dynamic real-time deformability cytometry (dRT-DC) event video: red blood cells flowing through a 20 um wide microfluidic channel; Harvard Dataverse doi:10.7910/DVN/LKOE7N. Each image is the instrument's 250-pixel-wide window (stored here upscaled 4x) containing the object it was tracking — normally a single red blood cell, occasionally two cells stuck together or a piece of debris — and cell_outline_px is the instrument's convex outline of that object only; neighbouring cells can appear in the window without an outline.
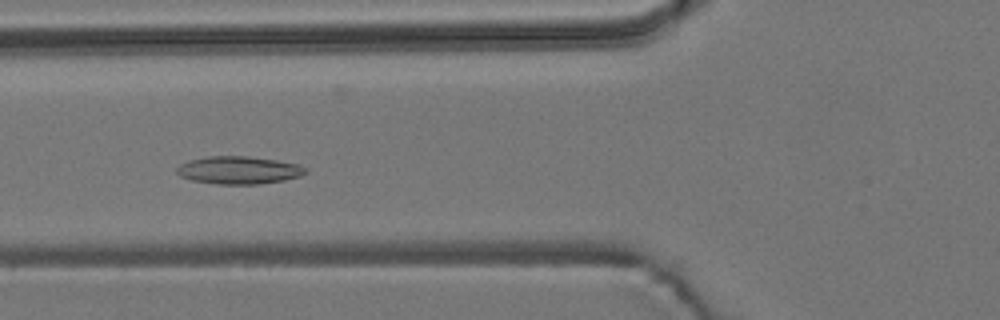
{"species": "common noctule bat (a hibernating species)", "species_latin": "Nyctalus noctula", "temperature_condition": "room temperature", "stored_images_in_passage": 8, "camera_frame_rate_fps": 3000, "um_per_image_px": 0.085, "animal": {"sex": "male", "body_mass_g": 19.2, "forearm_length_mm": 51.8}, "frame": {"image": 1, "passage_image": 6, "time_ms": 1.667, "image_size_px": [1000, 320], "cell_outline_px": [[308, 172], [300, 176], [284, 180], [260, 184], [216, 184], [192, 180], [180, 176], [176, 172], [176, 168], [180, 164], [188, 160], [208, 156], [248, 156], [276, 160], [296, 164], [308, 168]], "centroid_in_image_um": [20.29, 14.46], "position_along_channel_um": 105.5, "area_um2": 20.87}}
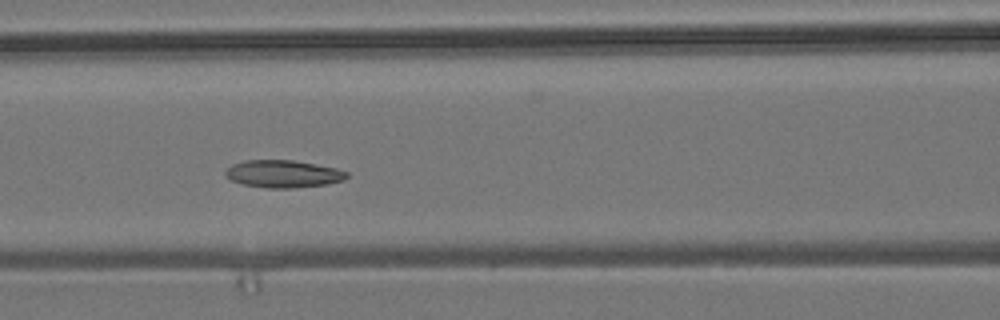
{"frame": {"image": 2, "passage_image": 7, "time_ms": 2.0, "image_size_px": [1000, 320], "cell_outline_px": [[348, 176], [344, 180], [328, 184], [292, 188], [268, 188], [244, 184], [232, 180], [224, 176], [224, 172], [232, 164], [244, 160], [292, 160], [316, 164], [336, 168], [348, 172]], "centroid_in_image_um": [24.07, 14.77], "position_along_channel_um": 142.5, "area_um2": 19.42}}
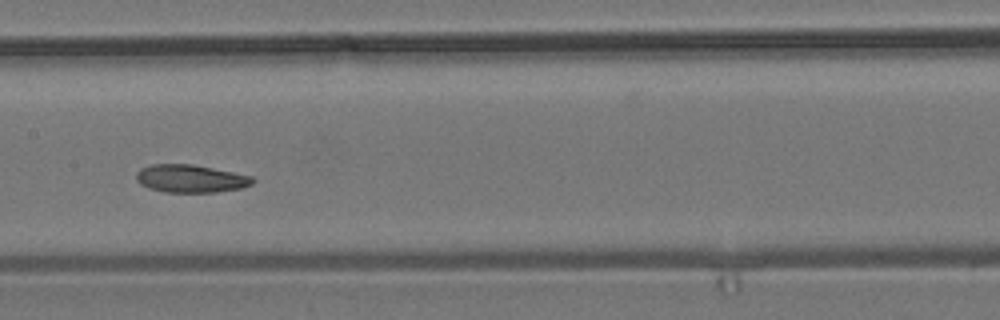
{"frame": {"image": 3, "passage_image": 8, "time_ms": 2.333, "image_size_px": [1000, 320], "cell_outline_px": [[256, 180], [252, 184], [240, 188], [216, 192], [164, 192], [148, 188], [140, 184], [136, 180], [136, 172], [140, 168], [152, 164], [192, 164], [252, 176]], "centroid_in_image_um": [16.17, 15.18], "position_along_channel_um": 191.2, "area_um2": 18.9}}